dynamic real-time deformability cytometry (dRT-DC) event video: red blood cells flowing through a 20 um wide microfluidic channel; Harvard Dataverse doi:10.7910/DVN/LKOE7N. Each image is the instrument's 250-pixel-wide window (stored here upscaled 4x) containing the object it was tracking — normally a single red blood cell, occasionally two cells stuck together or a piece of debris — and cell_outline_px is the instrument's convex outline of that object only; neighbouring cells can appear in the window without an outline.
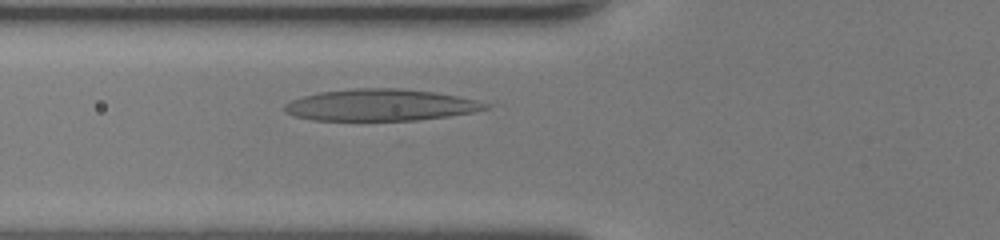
{"species": "human", "species_latin": "Homo sapiens", "temperature_condition": "room temperature", "stored_images_in_passage": 35, "camera_frame_rate_fps": 3000, "um_per_image_px": 0.085, "donor": {"sex": "female"}, "frame": {"image": 1, "passage_image": 11, "time_ms": 3.333, "image_size_px": [1000, 240], "cell_outline_px": [[492, 104], [488, 108], [472, 112], [448, 116], [416, 120], [312, 120], [292, 116], [284, 112], [284, 104], [292, 100], [304, 96], [320, 92], [356, 88], [396, 88], [432, 92], [456, 96], [476, 100]], "centroid_in_image_um": [32.31, 8.93], "position_along_channel_um": 93.5, "area_um2": 36.88}}
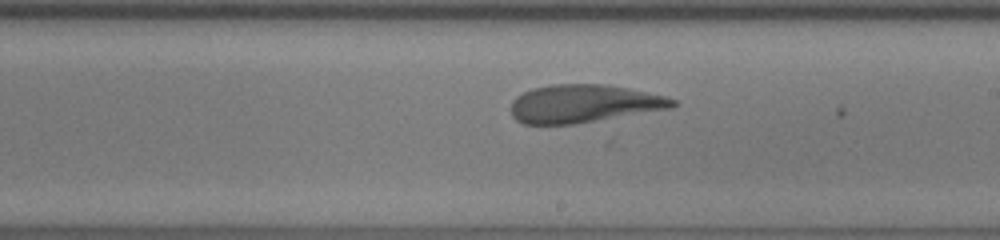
{"frame": {"image": 2, "passage_image": 21, "time_ms": 6.667, "image_size_px": [1000, 240], "cell_outline_px": [[676, 104], [672, 108], [572, 124], [524, 124], [516, 120], [512, 116], [512, 100], [516, 96], [532, 88], [548, 84], [604, 84], [628, 88], [664, 96], [676, 100]], "centroid_in_image_um": [49.58, 8.8], "position_along_channel_um": 239.4, "area_um2": 35.6}}
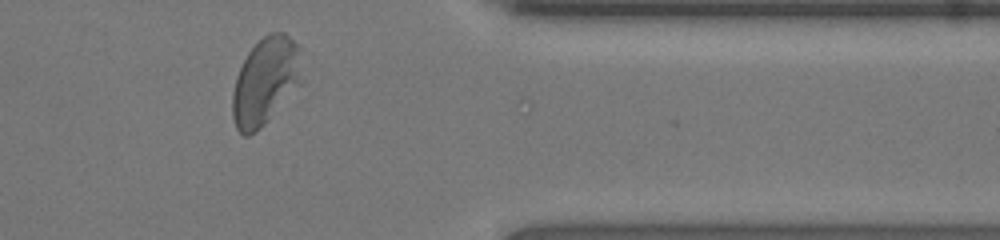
{"frame": {"image": 3, "passage_image": 32, "time_ms": 10.333, "image_size_px": [1000, 240], "cell_outline_px": [[300, 80], [264, 124], [256, 132], [248, 136], [244, 136], [236, 128], [232, 116], [232, 92], [236, 76], [248, 52], [268, 32], [284, 32], [300, 44]], "centroid_in_image_um": [22.51, 6.87], "position_along_channel_um": 388.9, "area_um2": 34.62}, "authors_computed_cell_mechanics": {"area_um2": 36.2984, "velocity_mm_per_s": 4.3857, "shape_relaxation_time_tau1_ms": 6.046, "shape_relaxation_time_tau2_ms": 1.9028, "deformation_change_tau1": 0.2246, "deformation_change_tau2": 0.1106}}